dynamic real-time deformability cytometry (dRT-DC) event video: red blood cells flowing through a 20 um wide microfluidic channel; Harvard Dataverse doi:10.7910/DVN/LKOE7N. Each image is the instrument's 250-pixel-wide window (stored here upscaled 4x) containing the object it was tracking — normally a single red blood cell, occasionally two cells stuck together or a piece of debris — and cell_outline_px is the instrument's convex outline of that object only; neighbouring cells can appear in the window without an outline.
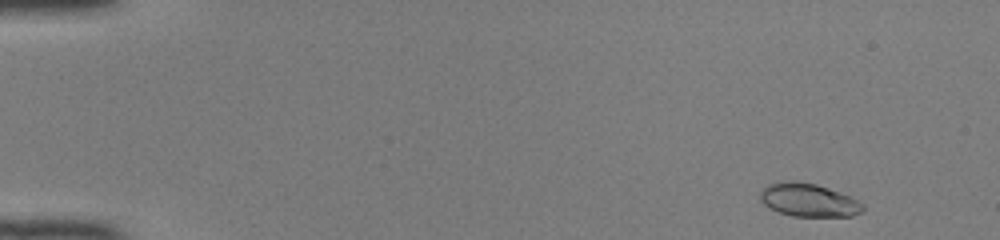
{"species": "common noctule bat (a hibernating species)", "species_latin": "Nyctalus noctula", "temperature_condition": "room temperature", "stored_images_in_passage": 47, "camera_frame_rate_fps": 3000, "um_per_image_px": 0.085, "animal": {"sex": "female", "body_mass_g": 22.0, "forearm_length_mm": 56.7}, "frame": {"image": 1, "passage_image": 2, "time_ms": 0.333, "image_size_px": [1000, 240], "cell_outline_px": [[864, 212], [852, 216], [792, 216], [768, 208], [760, 200], [760, 192], [768, 184], [784, 180], [796, 180], [816, 184], [840, 192], [864, 204]], "centroid_in_image_um": [68.72, 17.0], "position_along_channel_um": 16.3, "area_um2": 20.0}}
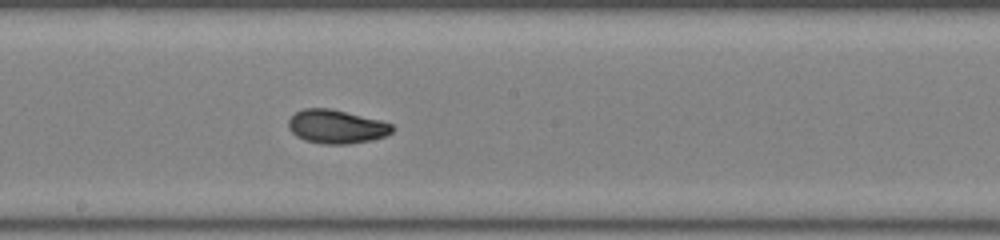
{"frame": {"image": 2, "passage_image": 26, "time_ms": 8.333, "image_size_px": [1000, 240], "cell_outline_px": [[396, 128], [392, 132], [384, 136], [372, 140], [348, 144], [324, 144], [304, 140], [296, 136], [288, 128], [288, 120], [296, 112], [304, 108], [332, 108], [380, 120], [392, 124]], "centroid_in_image_um": [28.6, 10.76], "position_along_channel_um": 219.6, "area_um2": 20.52}}
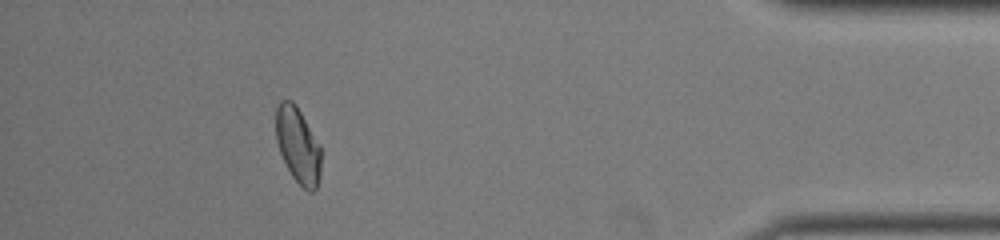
{"frame": {"image": 3, "passage_image": 43, "time_ms": 14.0, "image_size_px": [1000, 240], "cell_outline_px": [[320, 176], [316, 188], [312, 192], [308, 192], [292, 176], [280, 152], [276, 140], [276, 108], [280, 100], [292, 100], [296, 104], [320, 148]], "centroid_in_image_um": [25.3, 12.34], "position_along_channel_um": 409.9, "area_um2": 19.54}, "authors_computed_cell_mechanics": {"area_um2": 20.1144, "velocity_mm_per_s": 4.1393, "shape_relaxation_time_tau1_ms": 4.2467, "shape_relaxation_time_tau2_ms": 1.3299, "deformation_change_tau1": 0.1575, "deformation_change_tau2": 0.0513}}